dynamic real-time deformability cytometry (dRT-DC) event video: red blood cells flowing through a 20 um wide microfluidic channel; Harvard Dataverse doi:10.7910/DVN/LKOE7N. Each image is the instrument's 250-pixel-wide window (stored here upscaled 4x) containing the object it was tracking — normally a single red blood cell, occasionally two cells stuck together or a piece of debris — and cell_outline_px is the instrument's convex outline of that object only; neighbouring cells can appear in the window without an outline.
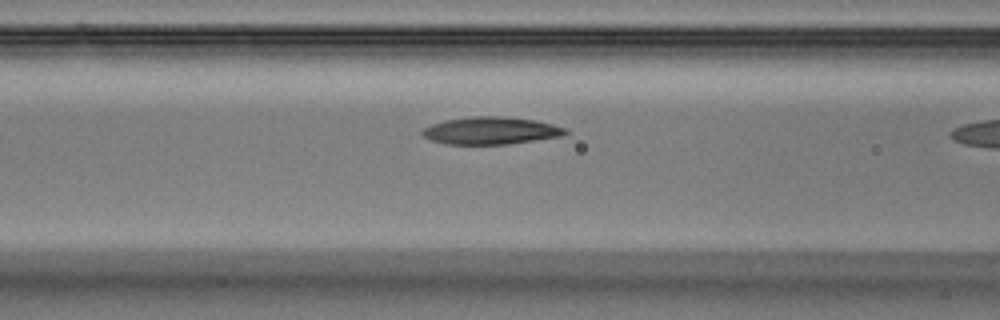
{"species": "Egyptian fruit bat (a non-hibernating species)", "species_latin": "Rousettus aegyptiacus", "temperature_condition": "warm", "stored_images_in_passage": 13, "camera_frame_rate_fps": 3000, "um_per_image_px": 0.085, "animal": {"sex": "male"}, "frame": {"image": 1, "passage_image": 11, "time_ms": 3.333, "image_size_px": [1000, 320], "cell_outline_px": [[568, 132], [560, 136], [508, 144], [444, 144], [432, 140], [424, 136], [420, 132], [424, 128], [432, 124], [444, 120], [472, 116], [500, 116], [536, 120], [552, 124], [564, 128]], "centroid_in_image_um": [41.68, 11.1], "position_along_channel_um": 124.9, "area_um2": 22.66}}